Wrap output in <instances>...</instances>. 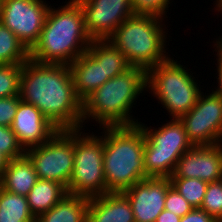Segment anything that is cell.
<instances>
[{
    "label": "cell",
    "instance_id": "1",
    "mask_svg": "<svg viewBox=\"0 0 222 222\" xmlns=\"http://www.w3.org/2000/svg\"><path fill=\"white\" fill-rule=\"evenodd\" d=\"M20 100L34 105L58 129L82 128V102L67 64L23 63Z\"/></svg>",
    "mask_w": 222,
    "mask_h": 222
},
{
    "label": "cell",
    "instance_id": "2",
    "mask_svg": "<svg viewBox=\"0 0 222 222\" xmlns=\"http://www.w3.org/2000/svg\"><path fill=\"white\" fill-rule=\"evenodd\" d=\"M48 10L38 42L30 50V60L41 64H67L88 50L92 39L84 13L76 0Z\"/></svg>",
    "mask_w": 222,
    "mask_h": 222
},
{
    "label": "cell",
    "instance_id": "3",
    "mask_svg": "<svg viewBox=\"0 0 222 222\" xmlns=\"http://www.w3.org/2000/svg\"><path fill=\"white\" fill-rule=\"evenodd\" d=\"M146 85L147 71L138 66L107 80L82 102V128L90 118L99 128L137 125L138 119L130 113L138 96L147 91Z\"/></svg>",
    "mask_w": 222,
    "mask_h": 222
},
{
    "label": "cell",
    "instance_id": "4",
    "mask_svg": "<svg viewBox=\"0 0 222 222\" xmlns=\"http://www.w3.org/2000/svg\"><path fill=\"white\" fill-rule=\"evenodd\" d=\"M100 130H103L100 136L104 143L106 193L123 192L145 179V136L142 128L137 124L105 126Z\"/></svg>",
    "mask_w": 222,
    "mask_h": 222
},
{
    "label": "cell",
    "instance_id": "5",
    "mask_svg": "<svg viewBox=\"0 0 222 222\" xmlns=\"http://www.w3.org/2000/svg\"><path fill=\"white\" fill-rule=\"evenodd\" d=\"M163 21L157 16L134 14L107 40L126 57L131 66L147 71L170 57L166 52V42L169 41Z\"/></svg>",
    "mask_w": 222,
    "mask_h": 222
},
{
    "label": "cell",
    "instance_id": "6",
    "mask_svg": "<svg viewBox=\"0 0 222 222\" xmlns=\"http://www.w3.org/2000/svg\"><path fill=\"white\" fill-rule=\"evenodd\" d=\"M180 62L169 57L147 70V91L153 93L172 119H180L189 112L202 92L193 72H189L191 69Z\"/></svg>",
    "mask_w": 222,
    "mask_h": 222
},
{
    "label": "cell",
    "instance_id": "7",
    "mask_svg": "<svg viewBox=\"0 0 222 222\" xmlns=\"http://www.w3.org/2000/svg\"><path fill=\"white\" fill-rule=\"evenodd\" d=\"M145 136V176L170 178L180 157L193 145L188 140L180 119H171L161 127H148L138 122Z\"/></svg>",
    "mask_w": 222,
    "mask_h": 222
},
{
    "label": "cell",
    "instance_id": "8",
    "mask_svg": "<svg viewBox=\"0 0 222 222\" xmlns=\"http://www.w3.org/2000/svg\"><path fill=\"white\" fill-rule=\"evenodd\" d=\"M83 132L74 129V168L67 192L91 198L106 194L104 143L101 136Z\"/></svg>",
    "mask_w": 222,
    "mask_h": 222
},
{
    "label": "cell",
    "instance_id": "9",
    "mask_svg": "<svg viewBox=\"0 0 222 222\" xmlns=\"http://www.w3.org/2000/svg\"><path fill=\"white\" fill-rule=\"evenodd\" d=\"M37 177L68 188L74 168V129H58L45 143L25 150Z\"/></svg>",
    "mask_w": 222,
    "mask_h": 222
},
{
    "label": "cell",
    "instance_id": "10",
    "mask_svg": "<svg viewBox=\"0 0 222 222\" xmlns=\"http://www.w3.org/2000/svg\"><path fill=\"white\" fill-rule=\"evenodd\" d=\"M192 145L222 143V98L202 91L196 104L180 118Z\"/></svg>",
    "mask_w": 222,
    "mask_h": 222
},
{
    "label": "cell",
    "instance_id": "11",
    "mask_svg": "<svg viewBox=\"0 0 222 222\" xmlns=\"http://www.w3.org/2000/svg\"><path fill=\"white\" fill-rule=\"evenodd\" d=\"M49 8L44 0H3L0 22L30 51L39 40Z\"/></svg>",
    "mask_w": 222,
    "mask_h": 222
},
{
    "label": "cell",
    "instance_id": "12",
    "mask_svg": "<svg viewBox=\"0 0 222 222\" xmlns=\"http://www.w3.org/2000/svg\"><path fill=\"white\" fill-rule=\"evenodd\" d=\"M84 13L85 28L92 40H107L130 16L131 0H76Z\"/></svg>",
    "mask_w": 222,
    "mask_h": 222
},
{
    "label": "cell",
    "instance_id": "13",
    "mask_svg": "<svg viewBox=\"0 0 222 222\" xmlns=\"http://www.w3.org/2000/svg\"><path fill=\"white\" fill-rule=\"evenodd\" d=\"M170 178H197L208 183L222 179V143L193 145L178 160Z\"/></svg>",
    "mask_w": 222,
    "mask_h": 222
},
{
    "label": "cell",
    "instance_id": "14",
    "mask_svg": "<svg viewBox=\"0 0 222 222\" xmlns=\"http://www.w3.org/2000/svg\"><path fill=\"white\" fill-rule=\"evenodd\" d=\"M169 178L148 177L123 191L128 197L135 222H155L164 210Z\"/></svg>",
    "mask_w": 222,
    "mask_h": 222
},
{
    "label": "cell",
    "instance_id": "15",
    "mask_svg": "<svg viewBox=\"0 0 222 222\" xmlns=\"http://www.w3.org/2000/svg\"><path fill=\"white\" fill-rule=\"evenodd\" d=\"M11 129L24 150L48 141L58 128L32 104L20 101Z\"/></svg>",
    "mask_w": 222,
    "mask_h": 222
},
{
    "label": "cell",
    "instance_id": "16",
    "mask_svg": "<svg viewBox=\"0 0 222 222\" xmlns=\"http://www.w3.org/2000/svg\"><path fill=\"white\" fill-rule=\"evenodd\" d=\"M87 222H135L131 203L123 192L89 198Z\"/></svg>",
    "mask_w": 222,
    "mask_h": 222
},
{
    "label": "cell",
    "instance_id": "17",
    "mask_svg": "<svg viewBox=\"0 0 222 222\" xmlns=\"http://www.w3.org/2000/svg\"><path fill=\"white\" fill-rule=\"evenodd\" d=\"M69 67L76 96L81 102L109 80L102 63H98L87 51L70 63Z\"/></svg>",
    "mask_w": 222,
    "mask_h": 222
},
{
    "label": "cell",
    "instance_id": "18",
    "mask_svg": "<svg viewBox=\"0 0 222 222\" xmlns=\"http://www.w3.org/2000/svg\"><path fill=\"white\" fill-rule=\"evenodd\" d=\"M38 180L30 159L22 157L9 160L0 178V187L6 191L27 196Z\"/></svg>",
    "mask_w": 222,
    "mask_h": 222
},
{
    "label": "cell",
    "instance_id": "19",
    "mask_svg": "<svg viewBox=\"0 0 222 222\" xmlns=\"http://www.w3.org/2000/svg\"><path fill=\"white\" fill-rule=\"evenodd\" d=\"M89 198L67 194L50 210L39 215L35 222H87Z\"/></svg>",
    "mask_w": 222,
    "mask_h": 222
},
{
    "label": "cell",
    "instance_id": "20",
    "mask_svg": "<svg viewBox=\"0 0 222 222\" xmlns=\"http://www.w3.org/2000/svg\"><path fill=\"white\" fill-rule=\"evenodd\" d=\"M67 194V188L64 185L38 178L26 196L29 210L36 219L60 202Z\"/></svg>",
    "mask_w": 222,
    "mask_h": 222
},
{
    "label": "cell",
    "instance_id": "21",
    "mask_svg": "<svg viewBox=\"0 0 222 222\" xmlns=\"http://www.w3.org/2000/svg\"><path fill=\"white\" fill-rule=\"evenodd\" d=\"M87 52L98 63H102L105 75H107L109 79L123 73L131 67L126 57L108 40H92Z\"/></svg>",
    "mask_w": 222,
    "mask_h": 222
},
{
    "label": "cell",
    "instance_id": "22",
    "mask_svg": "<svg viewBox=\"0 0 222 222\" xmlns=\"http://www.w3.org/2000/svg\"><path fill=\"white\" fill-rule=\"evenodd\" d=\"M0 222H35L26 196L6 191L0 187Z\"/></svg>",
    "mask_w": 222,
    "mask_h": 222
},
{
    "label": "cell",
    "instance_id": "23",
    "mask_svg": "<svg viewBox=\"0 0 222 222\" xmlns=\"http://www.w3.org/2000/svg\"><path fill=\"white\" fill-rule=\"evenodd\" d=\"M29 59L30 51L0 22V65L23 64Z\"/></svg>",
    "mask_w": 222,
    "mask_h": 222
},
{
    "label": "cell",
    "instance_id": "24",
    "mask_svg": "<svg viewBox=\"0 0 222 222\" xmlns=\"http://www.w3.org/2000/svg\"><path fill=\"white\" fill-rule=\"evenodd\" d=\"M171 185L181 194L194 208H200L208 182L197 178H169Z\"/></svg>",
    "mask_w": 222,
    "mask_h": 222
},
{
    "label": "cell",
    "instance_id": "25",
    "mask_svg": "<svg viewBox=\"0 0 222 222\" xmlns=\"http://www.w3.org/2000/svg\"><path fill=\"white\" fill-rule=\"evenodd\" d=\"M23 64L0 65V98L19 95Z\"/></svg>",
    "mask_w": 222,
    "mask_h": 222
},
{
    "label": "cell",
    "instance_id": "26",
    "mask_svg": "<svg viewBox=\"0 0 222 222\" xmlns=\"http://www.w3.org/2000/svg\"><path fill=\"white\" fill-rule=\"evenodd\" d=\"M200 209L222 222V179L208 183Z\"/></svg>",
    "mask_w": 222,
    "mask_h": 222
},
{
    "label": "cell",
    "instance_id": "27",
    "mask_svg": "<svg viewBox=\"0 0 222 222\" xmlns=\"http://www.w3.org/2000/svg\"><path fill=\"white\" fill-rule=\"evenodd\" d=\"M0 153L9 160L25 155V150L19 143L11 127L0 126Z\"/></svg>",
    "mask_w": 222,
    "mask_h": 222
},
{
    "label": "cell",
    "instance_id": "28",
    "mask_svg": "<svg viewBox=\"0 0 222 222\" xmlns=\"http://www.w3.org/2000/svg\"><path fill=\"white\" fill-rule=\"evenodd\" d=\"M171 0H131L135 14L152 15L162 19L168 18L166 10H169ZM165 16V17H164Z\"/></svg>",
    "mask_w": 222,
    "mask_h": 222
},
{
    "label": "cell",
    "instance_id": "29",
    "mask_svg": "<svg viewBox=\"0 0 222 222\" xmlns=\"http://www.w3.org/2000/svg\"><path fill=\"white\" fill-rule=\"evenodd\" d=\"M164 209L171 211L179 217H183L191 212L194 207L171 185L167 189Z\"/></svg>",
    "mask_w": 222,
    "mask_h": 222
},
{
    "label": "cell",
    "instance_id": "30",
    "mask_svg": "<svg viewBox=\"0 0 222 222\" xmlns=\"http://www.w3.org/2000/svg\"><path fill=\"white\" fill-rule=\"evenodd\" d=\"M20 101L19 95L0 98V126L11 127Z\"/></svg>",
    "mask_w": 222,
    "mask_h": 222
},
{
    "label": "cell",
    "instance_id": "31",
    "mask_svg": "<svg viewBox=\"0 0 222 222\" xmlns=\"http://www.w3.org/2000/svg\"><path fill=\"white\" fill-rule=\"evenodd\" d=\"M180 222H218L200 208H194L191 212L181 217Z\"/></svg>",
    "mask_w": 222,
    "mask_h": 222
},
{
    "label": "cell",
    "instance_id": "32",
    "mask_svg": "<svg viewBox=\"0 0 222 222\" xmlns=\"http://www.w3.org/2000/svg\"><path fill=\"white\" fill-rule=\"evenodd\" d=\"M213 47H215L214 51L217 52L215 56H217L216 57L217 58L216 70L218 74L216 73V75L218 78L216 77V79H218L217 83L219 85L217 86V89L215 88V90H212V91L218 94L222 98V48L216 47V46H213Z\"/></svg>",
    "mask_w": 222,
    "mask_h": 222
},
{
    "label": "cell",
    "instance_id": "33",
    "mask_svg": "<svg viewBox=\"0 0 222 222\" xmlns=\"http://www.w3.org/2000/svg\"><path fill=\"white\" fill-rule=\"evenodd\" d=\"M181 217L171 211L164 209L157 217L155 222H180Z\"/></svg>",
    "mask_w": 222,
    "mask_h": 222
},
{
    "label": "cell",
    "instance_id": "34",
    "mask_svg": "<svg viewBox=\"0 0 222 222\" xmlns=\"http://www.w3.org/2000/svg\"><path fill=\"white\" fill-rule=\"evenodd\" d=\"M8 163L9 159L5 155L0 153V178L3 174L4 169L7 167Z\"/></svg>",
    "mask_w": 222,
    "mask_h": 222
},
{
    "label": "cell",
    "instance_id": "35",
    "mask_svg": "<svg viewBox=\"0 0 222 222\" xmlns=\"http://www.w3.org/2000/svg\"><path fill=\"white\" fill-rule=\"evenodd\" d=\"M215 9H213V10H216V11H218V12H220V14L222 13V5H215ZM219 38V39H218ZM217 39H216V41L214 42V40H213V43H214V45L213 46H216V47H221L222 48V36L221 37H218Z\"/></svg>",
    "mask_w": 222,
    "mask_h": 222
},
{
    "label": "cell",
    "instance_id": "36",
    "mask_svg": "<svg viewBox=\"0 0 222 222\" xmlns=\"http://www.w3.org/2000/svg\"><path fill=\"white\" fill-rule=\"evenodd\" d=\"M214 2H215L214 4H216V5H222V0H216Z\"/></svg>",
    "mask_w": 222,
    "mask_h": 222
},
{
    "label": "cell",
    "instance_id": "37",
    "mask_svg": "<svg viewBox=\"0 0 222 222\" xmlns=\"http://www.w3.org/2000/svg\"><path fill=\"white\" fill-rule=\"evenodd\" d=\"M2 1L3 0H0V17H1V10H2Z\"/></svg>",
    "mask_w": 222,
    "mask_h": 222
}]
</instances>
